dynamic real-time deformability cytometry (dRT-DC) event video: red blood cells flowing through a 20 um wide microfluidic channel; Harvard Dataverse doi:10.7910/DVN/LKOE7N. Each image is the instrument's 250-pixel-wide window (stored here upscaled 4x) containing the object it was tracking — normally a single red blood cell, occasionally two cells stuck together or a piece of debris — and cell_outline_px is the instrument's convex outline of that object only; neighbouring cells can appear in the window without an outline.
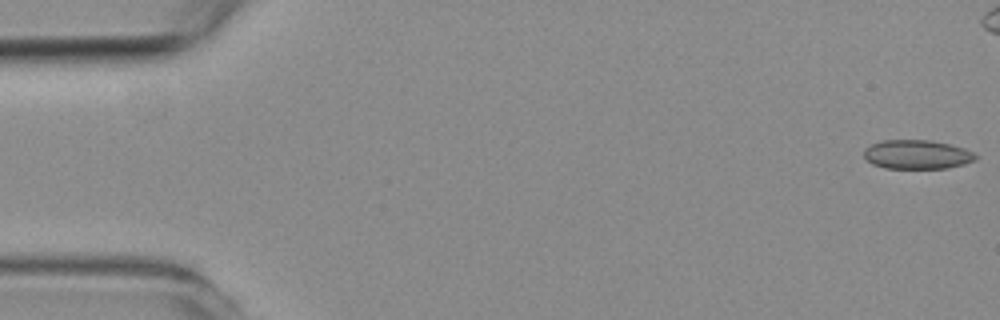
{"species": "common noctule bat (a hibernating species)", "species_latin": "Nyctalus noctula", "temperature_condition": "room temperature", "stored_images_in_passage": 56, "camera_frame_rate_fps": 3000, "um_per_image_px": 0.085, "animal": {"sex": "female", "body_mass_g": 19.3, "forearm_length_mm": 54.1}, "frame": {"image": 1, "passage_image": 1, "time_ms": 0.0, "image_size_px": [1000, 320], "cell_outline_px": [[980, 156], [976, 160], [964, 164], [948, 168], [884, 168], [872, 164], [864, 156], [864, 148], [880, 140], [932, 140], [964, 148]], "centroid_in_image_um": [77.96, 13.13], "position_along_channel_um": 7.0, "area_um2": 19.02}}
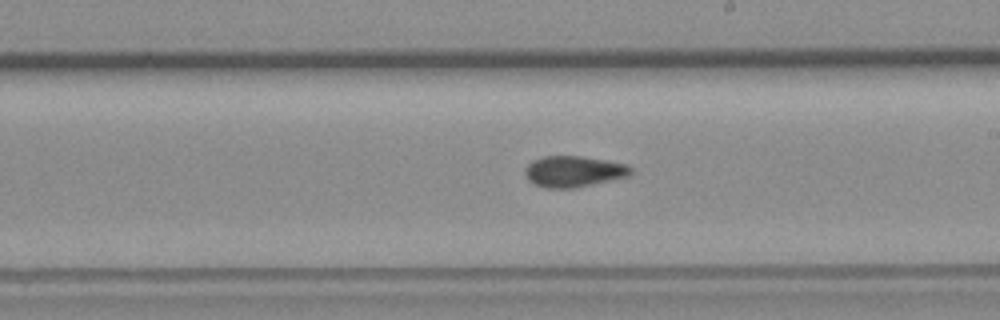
{"frame": {"image": 2, "passage_image": 31, "time_ms": 10.0, "image_size_px": [1000, 320], "cell_outline_px": [[632, 172], [628, 176], [576, 188], [544, 188], [532, 184], [528, 180], [524, 172], [528, 164], [532, 160], [544, 156], [580, 156], [628, 164], [632, 168]], "centroid_in_image_um": [48.74, 14.58], "position_along_channel_um": 240.3, "area_um2": 19.25}}
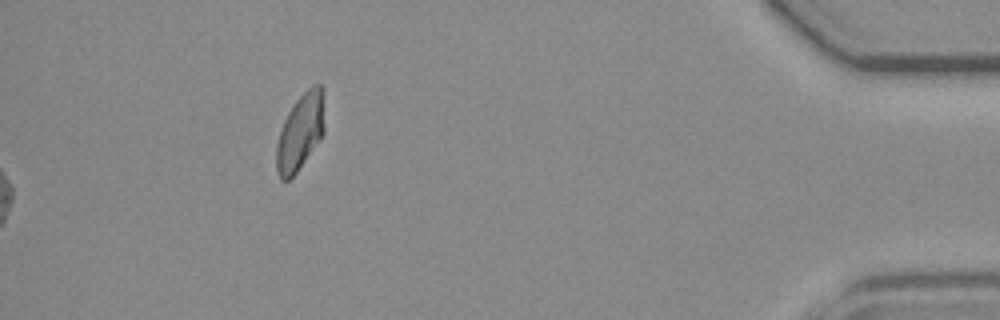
{"frame": {"image": 3, "passage_image": 56, "time_ms": 18.333, "image_size_px": [1000, 320], "cell_outline_px": [[324, 132], [296, 172], [288, 180], [280, 180], [276, 168], [276, 144], [284, 120], [288, 112], [296, 100], [312, 84], [320, 84], [324, 88]], "centroid_in_image_um": [25.53, 11.17], "position_along_channel_um": 409.7, "area_um2": 21.27}}